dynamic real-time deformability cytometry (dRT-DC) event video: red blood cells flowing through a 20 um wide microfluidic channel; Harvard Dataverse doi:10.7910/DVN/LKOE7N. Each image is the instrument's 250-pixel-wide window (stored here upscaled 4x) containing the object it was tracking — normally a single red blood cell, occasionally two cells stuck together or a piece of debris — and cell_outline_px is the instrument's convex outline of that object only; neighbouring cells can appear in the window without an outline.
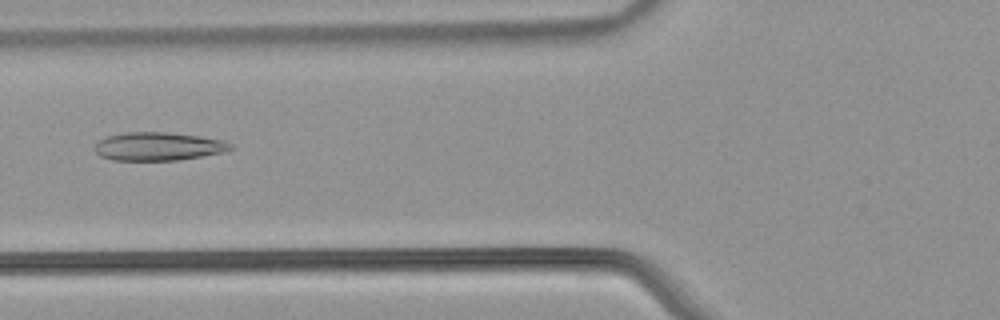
{"species": "common noctule bat (a hibernating species)", "species_latin": "Nyctalus noctula", "temperature_condition": "warm", "stored_images_in_passage": 47, "camera_frame_rate_fps": 3000, "um_per_image_px": 0.085, "animal": {"sex": "male", "body_mass_g": 21.5, "forearm_length_mm": 52.0}, "frame": {"image": 1, "passage_image": 15, "time_ms": 4.667, "image_size_px": [1000, 320], "cell_outline_px": [[232, 148], [220, 152], [200, 156], [176, 160], [112, 160], [100, 156], [92, 148], [104, 136], [124, 132], [168, 132], [200, 136], [224, 140], [232, 144]], "centroid_in_image_um": [13.39, 12.43], "position_along_channel_um": 112.4, "area_um2": 22.37}}
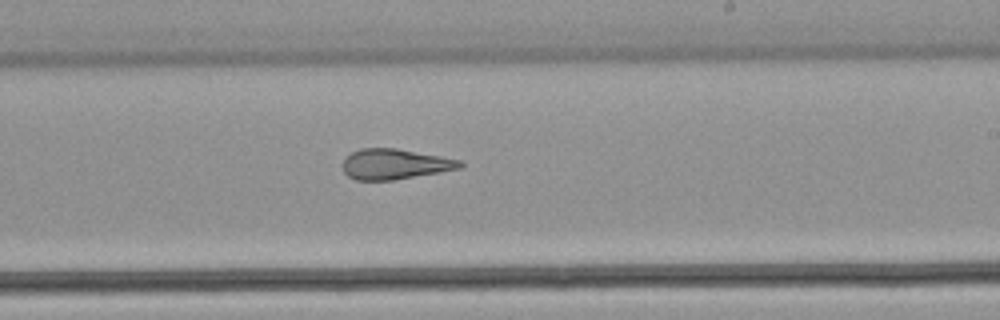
{"frame": {"image": 2, "passage_image": 26, "time_ms": 8.333, "image_size_px": [1000, 320], "cell_outline_px": [[464, 164], [460, 168], [392, 180], [356, 180], [348, 176], [344, 172], [344, 160], [352, 152], [360, 148], [396, 148], [440, 156], [460, 160]], "centroid_in_image_um": [33.54, 13.94], "position_along_channel_um": 255.5, "area_um2": 20.4}}
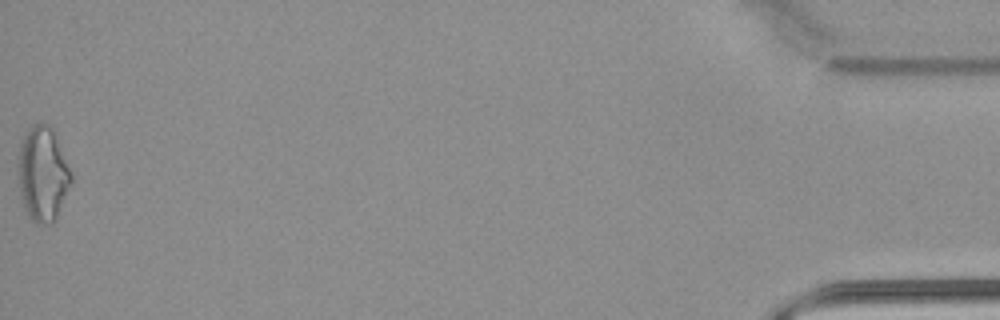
{"frame": {"image": 3, "passage_image": 47, "time_ms": 15.333, "image_size_px": [1000, 320], "cell_outline_px": [[72, 180], [56, 220], [52, 224], [36, 224], [32, 220], [24, 204], [20, 188], [16, 168], [20, 140], [32, 124], [52, 124], [56, 132], [72, 172]], "centroid_in_image_um": [3.65, 14.72], "position_along_channel_um": 431.6, "area_um2": 29.82}, "authors_computed_cell_mechanics": {"area_um2": 23.2356, "velocity_mm_per_s": 3.9057, "shape_relaxation_time_tau1_ms": null, "shape_relaxation_time_tau2_ms": 2.6095, "deformation_change_tau1": null, "deformation_change_tau2": 0.1232}}